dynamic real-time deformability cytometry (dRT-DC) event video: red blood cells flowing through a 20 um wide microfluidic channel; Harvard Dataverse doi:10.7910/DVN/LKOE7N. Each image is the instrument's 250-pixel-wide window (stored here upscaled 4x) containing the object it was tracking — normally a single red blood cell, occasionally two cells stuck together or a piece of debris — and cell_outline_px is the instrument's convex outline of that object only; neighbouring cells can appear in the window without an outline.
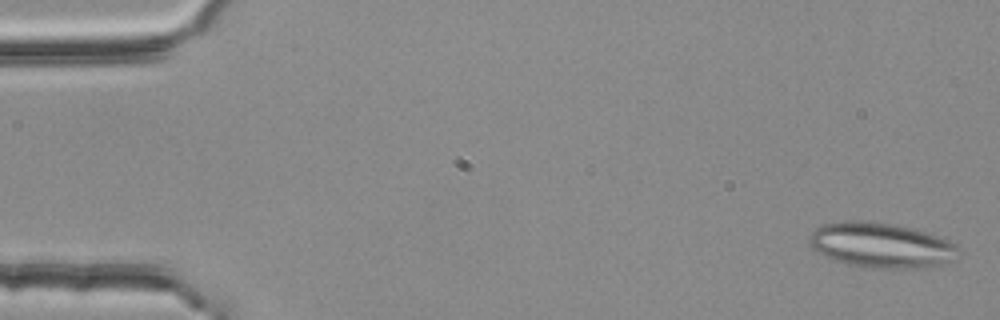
{"species": "common noctule bat (a hibernating species)", "species_latin": "Nyctalus noctula", "temperature_condition": "room temperature", "stored_images_in_passage": 53, "segment_of_instrument_passage": [1, 2], "camera_frame_rate_fps": 3000, "um_per_image_px": 0.085, "animal": {"sex": "female", "body_mass_g": 25.1}, "frame": {"image": 1, "passage_image": 2, "time_ms": 0.333, "image_size_px": [1000, 320], "cell_outline_px": [[956, 248], [948, 260], [944, 264], [924, 268], [868, 268], [848, 264], [824, 256], [808, 244], [808, 240], [812, 232], [816, 228], [824, 224], [844, 220], [868, 220], [908, 228], [924, 232], [948, 240], [956, 244]], "centroid_in_image_um": [74.8, 20.84], "position_along_channel_um": 10.2, "area_um2": 38.55}}